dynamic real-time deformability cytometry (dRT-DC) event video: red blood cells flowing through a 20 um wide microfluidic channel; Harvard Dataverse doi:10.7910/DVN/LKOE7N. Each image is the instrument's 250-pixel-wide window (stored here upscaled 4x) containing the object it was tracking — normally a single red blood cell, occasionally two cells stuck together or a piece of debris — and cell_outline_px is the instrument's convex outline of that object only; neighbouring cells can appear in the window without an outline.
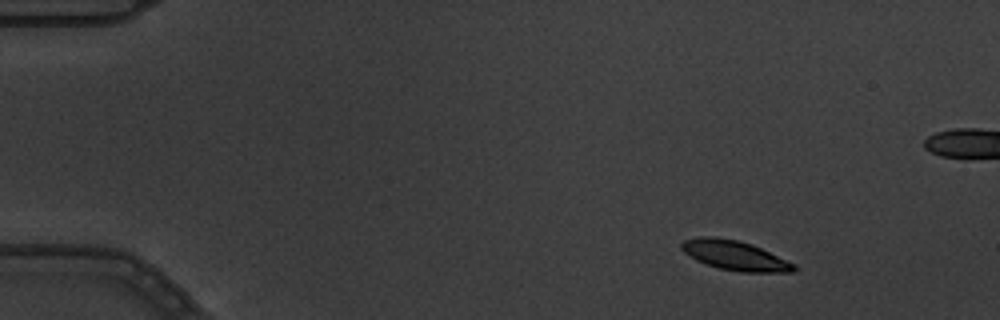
{"species": "common noctule bat (a hibernating species)", "species_latin": "Nyctalus noctula", "temperature_condition": "warm", "stored_images_in_passage": 6, "camera_frame_rate_fps": 3000, "um_per_image_px": 0.085, "animal": {"sex": "male", "body_mass_g": 19.5, "forearm_length_mm": 54.6}, "frame": {"image": 1, "passage_image": 2, "time_ms": 0.333, "image_size_px": [1000, 320], "cell_outline_px": [[796, 272], [740, 272], [720, 268], [696, 260], [684, 252], [680, 248], [680, 244], [684, 240], [700, 236], [716, 236], [736, 240], [752, 244], [796, 264]], "centroid_in_image_um": [62.47, 21.7], "position_along_channel_um": 22.5, "area_um2": 19.36}}